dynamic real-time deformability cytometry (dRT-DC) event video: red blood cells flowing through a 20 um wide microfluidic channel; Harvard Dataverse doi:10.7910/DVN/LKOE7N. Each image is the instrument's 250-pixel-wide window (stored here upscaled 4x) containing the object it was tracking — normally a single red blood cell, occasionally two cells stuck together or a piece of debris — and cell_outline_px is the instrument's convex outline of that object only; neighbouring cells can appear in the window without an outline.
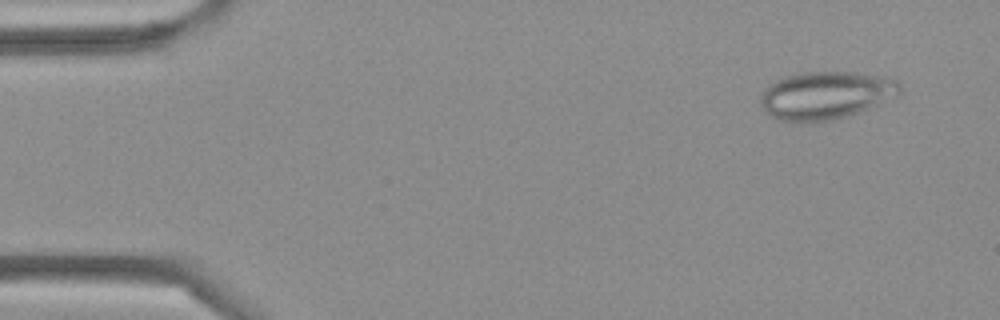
{"species": "Egyptian fruit bat (a non-hibernating species)", "species_latin": "Rousettus aegyptiacus", "temperature_condition": "cold", "stored_images_in_passage": 5, "camera_frame_rate_fps": 3000, "um_per_image_px": 0.085, "frame": {"image": 1, "passage_image": 1, "time_ms": 0.0, "image_size_px": [1000, 320], "cell_outline_px": [[900, 96], [836, 120], [776, 120], [764, 112], [760, 104], [760, 96], [764, 88], [768, 84], [784, 76], [804, 72], [856, 72], [896, 80], [900, 84]], "centroid_in_image_um": [70.16, 8.09], "position_along_channel_um": 14.8, "area_um2": 38.67}}